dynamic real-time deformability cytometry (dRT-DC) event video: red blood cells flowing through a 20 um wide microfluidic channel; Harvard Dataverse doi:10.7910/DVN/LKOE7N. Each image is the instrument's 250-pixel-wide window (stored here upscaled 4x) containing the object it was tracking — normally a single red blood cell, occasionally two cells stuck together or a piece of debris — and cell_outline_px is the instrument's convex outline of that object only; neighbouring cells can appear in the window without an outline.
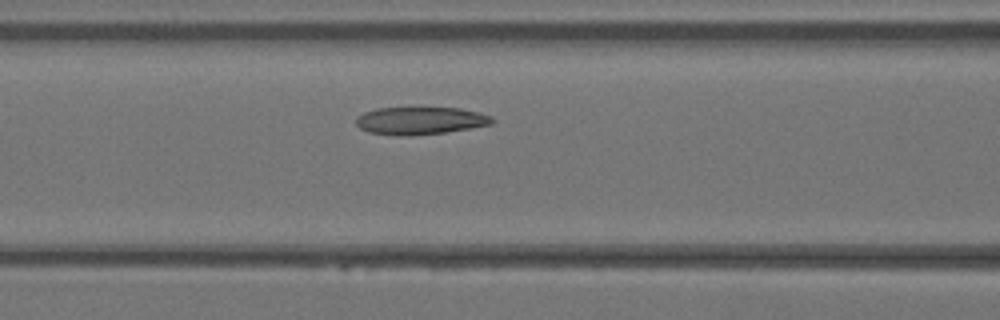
{"species": "Egyptian fruit bat (a non-hibernating species)", "species_latin": "Rousettus aegyptiacus", "temperature_condition": "warm", "stored_images_in_passage": 9, "camera_frame_rate_fps": 3000, "um_per_image_px": 0.085, "animal": {"sex": "female"}, "frame": {"image": 1, "passage_image": 8, "time_ms": 2.333, "image_size_px": [1000, 320], "cell_outline_px": [[496, 120], [492, 124], [444, 132], [408, 136], [396, 136], [368, 132], [360, 128], [356, 124], [356, 116], [364, 112], [376, 108], [460, 108], [480, 112], [492, 116]], "centroid_in_image_um": [35.71, 10.25], "position_along_channel_um": 130.9, "area_um2": 21.96}}